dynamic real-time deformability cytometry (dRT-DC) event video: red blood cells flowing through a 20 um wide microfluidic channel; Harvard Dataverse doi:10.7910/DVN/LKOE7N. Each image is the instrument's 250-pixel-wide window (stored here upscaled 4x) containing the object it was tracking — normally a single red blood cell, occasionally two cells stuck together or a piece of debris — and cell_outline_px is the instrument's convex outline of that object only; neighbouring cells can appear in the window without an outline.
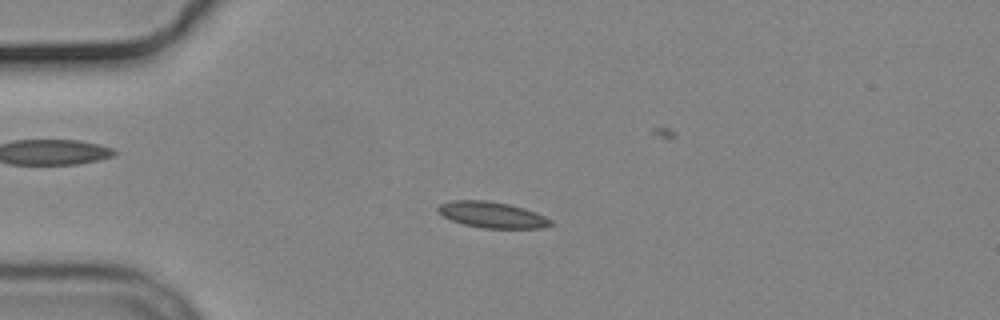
{"species": "common noctule bat (a hibernating species)", "species_latin": "Nyctalus noctula", "temperature_condition": "cold", "stored_images_in_passage": 58, "camera_frame_rate_fps": 3000, "um_per_image_px": 0.085, "animal": {"sex": "male", "body_mass_g": 19.2, "forearm_length_mm": 51.8}, "frame": {"image": 1, "passage_image": 15, "time_ms": 4.667, "image_size_px": [1000, 320], "cell_outline_px": [[552, 224], [544, 228], [484, 228], [464, 224], [452, 220], [436, 212], [436, 208], [440, 204], [452, 200], [488, 200], [508, 204], [524, 208], [536, 212], [552, 220]], "centroid_in_image_um": [41.82, 18.25], "position_along_channel_um": 43.2, "area_um2": 17.11}}
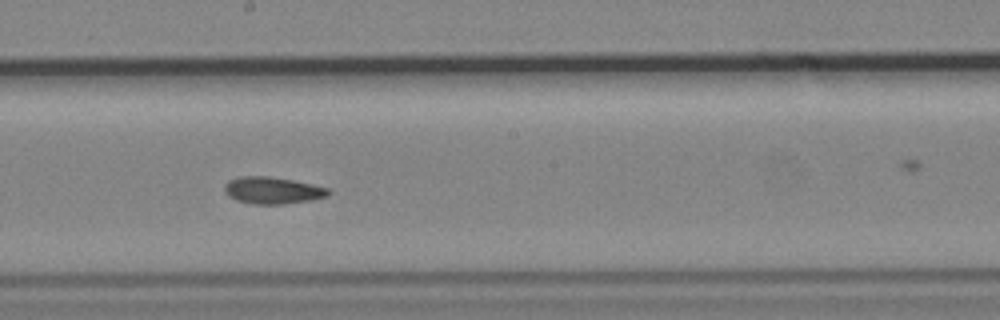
{"frame": {"image": 2, "passage_image": 32, "time_ms": 10.333, "image_size_px": [1000, 320], "cell_outline_px": [[332, 192], [328, 196], [312, 200], [284, 204], [252, 204], [236, 200], [228, 196], [224, 188], [224, 184], [228, 180], [240, 176], [268, 176], [292, 180], [312, 184], [328, 188]], "centroid_in_image_um": [23.17, 16.18], "position_along_channel_um": 225.0, "area_um2": 16.42}}
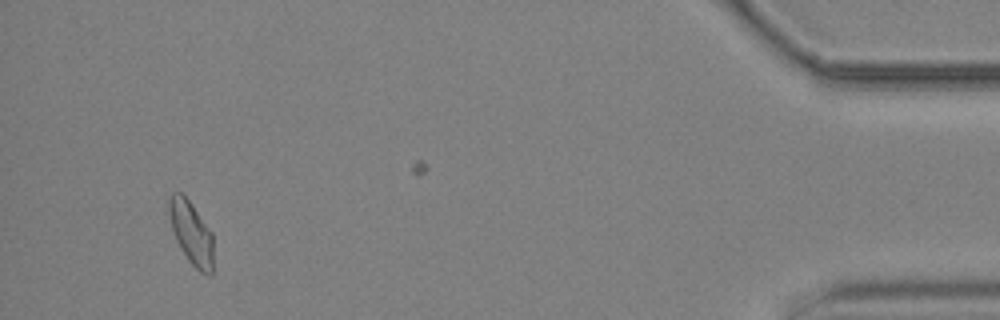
{"frame": {"image": 3, "passage_image": 54, "time_ms": 17.667, "image_size_px": [1000, 320], "cell_outline_px": [[212, 276], [208, 276], [200, 272], [188, 260], [180, 248], [176, 240], [172, 228], [168, 212], [168, 200], [172, 192], [180, 192], [192, 204], [212, 232]], "centroid_in_image_um": [16.25, 19.79], "position_along_channel_um": 419.0, "area_um2": 16.3}, "authors_computed_cell_mechanics": {"area_um2": 16.2418, "velocity_mm_per_s": 3.6596, "shape_relaxation_time_tau1_ms": null, "shape_relaxation_time_tau2_ms": 8.4896, "deformation_change_tau1": null, "deformation_change_tau2": 0.1079}}